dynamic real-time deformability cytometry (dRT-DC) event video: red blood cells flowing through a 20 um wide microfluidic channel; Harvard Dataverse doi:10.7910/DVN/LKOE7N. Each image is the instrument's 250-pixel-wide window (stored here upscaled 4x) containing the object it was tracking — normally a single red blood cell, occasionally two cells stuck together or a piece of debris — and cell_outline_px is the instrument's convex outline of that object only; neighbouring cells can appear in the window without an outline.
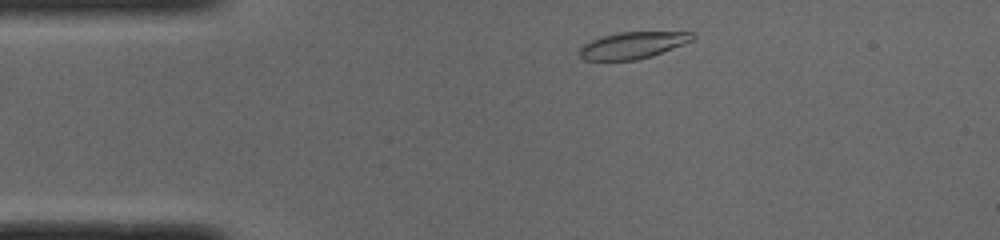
{"species": "common noctule bat (a hibernating species)", "species_latin": "Nyctalus noctula", "temperature_condition": "cold", "stored_images_in_passage": 44, "camera_frame_rate_fps": 3000, "um_per_image_px": 0.085, "animal": {"sex": "male", "body_mass_g": 19.0, "forearm_length_mm": 50.8}, "frame": {"image": 1, "passage_image": 3, "time_ms": 0.667, "image_size_px": [1000, 240], "cell_outline_px": [[696, 36], [692, 40], [652, 56], [636, 60], [584, 60], [576, 52], [584, 44], [592, 40], [604, 36], [620, 32], [696, 32]], "centroid_in_image_um": [53.77, 3.85], "position_along_channel_um": 31.2, "area_um2": 17.46}}
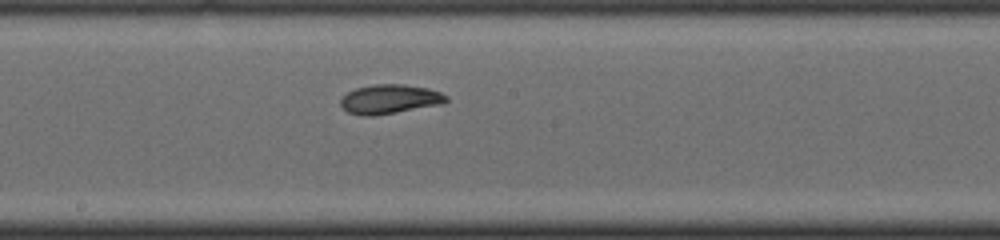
{"frame": {"image": 2, "passage_image": 20, "time_ms": 6.333, "image_size_px": [1000, 240], "cell_outline_px": [[448, 100], [444, 104], [372, 116], [364, 116], [348, 112], [340, 104], [340, 100], [348, 92], [356, 88], [376, 84], [404, 84], [428, 88], [440, 92], [448, 96]], "centroid_in_image_um": [33.16, 8.42], "position_along_channel_um": 215.0, "area_um2": 17.98}}
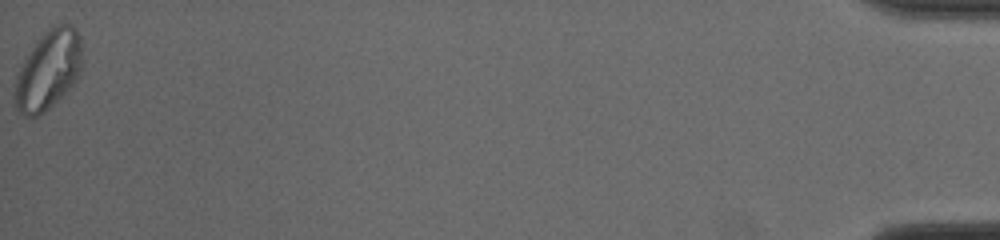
{"frame": {"image": 3, "passage_image": 44, "time_ms": 14.333, "image_size_px": [1000, 240], "cell_outline_px": [[80, 72], [76, 80], [44, 112], [36, 116], [28, 116], [20, 112], [16, 108], [16, 76], [24, 60], [32, 48], [44, 32], [48, 28], [56, 24], [72, 24], [76, 28], [80, 36]], "centroid_in_image_um": [4.12, 5.91], "position_along_channel_um": 431.1, "area_um2": 30.11}, "authors_computed_cell_mechanics": {"area_um2": 18.3515, "velocity_mm_per_s": 3.9741, "shape_relaxation_time_tau1_ms": 4.1775, "shape_relaxation_time_tau2_ms": 3.2165, "deformation_change_tau1": 0.1563, "deformation_change_tau2": 0.0784}}